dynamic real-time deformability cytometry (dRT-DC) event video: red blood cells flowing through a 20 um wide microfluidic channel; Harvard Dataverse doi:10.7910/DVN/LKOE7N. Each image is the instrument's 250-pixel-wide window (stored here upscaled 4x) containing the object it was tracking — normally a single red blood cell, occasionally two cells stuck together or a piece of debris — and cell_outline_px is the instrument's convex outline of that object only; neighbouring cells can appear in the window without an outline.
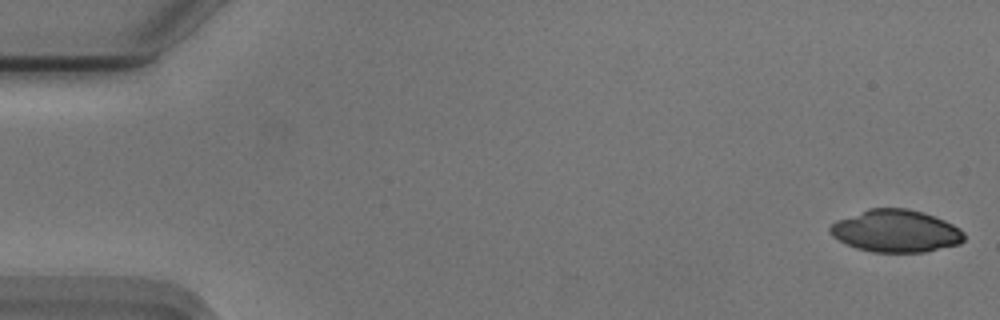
{"species": "Egyptian fruit bat (a non-hibernating species)", "species_latin": "Rousettus aegyptiacus", "temperature_condition": "cold", "stored_images_in_passage": 54, "camera_frame_rate_fps": 3000, "um_per_image_px": 0.085, "animal": {"sex": "male"}, "frame": {"image": 1, "passage_image": 1, "time_ms": 0.0, "image_size_px": [1000, 320], "cell_outline_px": [[964, 240], [960, 244], [924, 252], [872, 252], [856, 248], [832, 236], [828, 228], [836, 220], [868, 208], [908, 208], [924, 212], [944, 220], [960, 228], [964, 232]], "centroid_in_image_um": [76.15, 19.63], "position_along_channel_um": 8.8, "area_um2": 33.18}}